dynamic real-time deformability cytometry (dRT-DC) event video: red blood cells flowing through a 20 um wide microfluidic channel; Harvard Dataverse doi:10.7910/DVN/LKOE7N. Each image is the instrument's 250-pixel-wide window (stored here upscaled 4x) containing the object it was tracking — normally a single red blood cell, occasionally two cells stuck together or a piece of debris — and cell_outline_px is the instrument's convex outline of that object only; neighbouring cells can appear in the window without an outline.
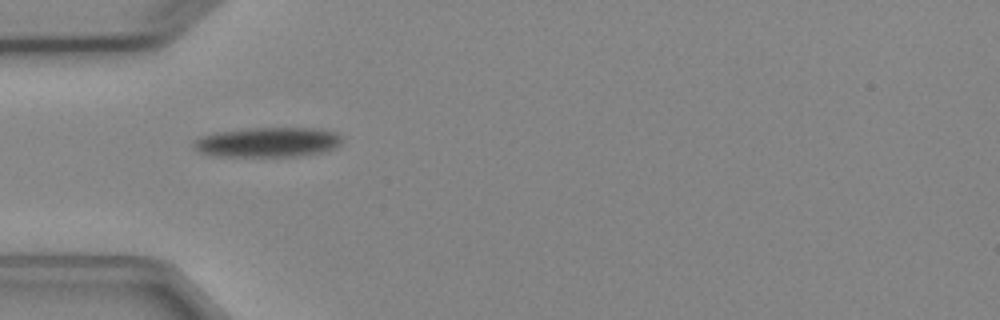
{"species": "Egyptian fruit bat (a non-hibernating species)", "species_latin": "Rousettus aegyptiacus", "temperature_condition": "cold", "stored_images_in_passage": 5, "camera_frame_rate_fps": 3000, "um_per_image_px": 0.085, "animal": {"sex": "female"}, "frame": {"image": 1, "passage_image": 4, "time_ms": 4.333, "image_size_px": [1000, 320], "cell_outline_px": [[344, 140], [336, 148], [324, 152], [300, 156], [212, 156], [200, 152], [192, 144], [192, 140], [200, 136], [216, 132], [252, 128], [320, 128], [336, 132], [344, 136]], "centroid_in_image_um": [22.81, 12.08], "position_along_channel_um": 62.2, "area_um2": 26.18}}